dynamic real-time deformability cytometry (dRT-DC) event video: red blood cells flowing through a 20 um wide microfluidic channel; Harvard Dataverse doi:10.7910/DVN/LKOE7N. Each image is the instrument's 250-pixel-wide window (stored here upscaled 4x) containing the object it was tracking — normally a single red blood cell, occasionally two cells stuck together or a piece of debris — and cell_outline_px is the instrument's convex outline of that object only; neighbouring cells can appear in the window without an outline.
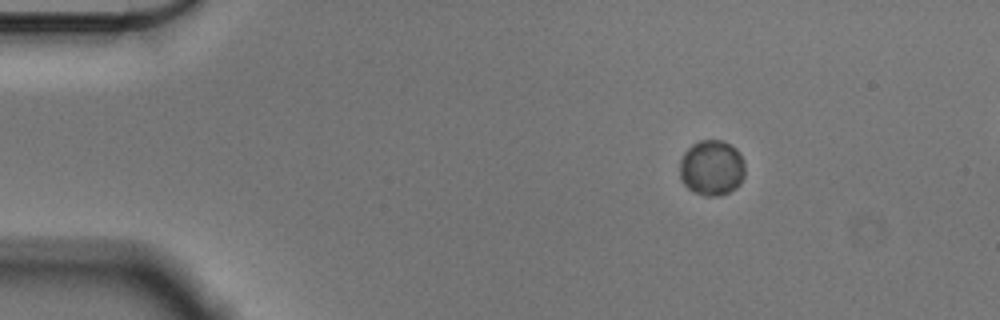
{"species": "Egyptian fruit bat (a non-hibernating species)", "species_latin": "Rousettus aegyptiacus", "temperature_condition": "cold", "stored_images_in_passage": 49, "camera_frame_rate_fps": 3000, "um_per_image_px": 0.085, "animal": {"sex": "male"}, "frame": {"image": 1, "passage_image": 1, "time_ms": 0.0, "image_size_px": [1000, 320], "cell_outline_px": [[744, 176], [740, 184], [736, 188], [720, 196], [704, 196], [688, 188], [680, 180], [680, 160], [684, 152], [692, 144], [700, 140], [724, 140], [736, 148], [744, 160]], "centroid_in_image_um": [60.5, 14.26], "position_along_channel_um": 24.5, "area_um2": 21.33}}
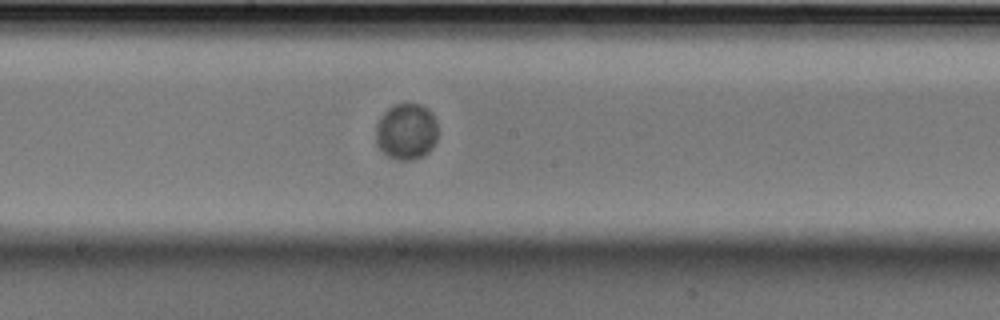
{"frame": {"image": 2, "passage_image": 23, "time_ms": 7.333, "image_size_px": [1000, 320], "cell_outline_px": [[436, 140], [432, 148], [428, 152], [420, 156], [408, 160], [400, 160], [388, 156], [376, 144], [376, 124], [384, 112], [388, 108], [396, 104], [420, 104], [432, 116], [436, 124]], "centroid_in_image_um": [34.5, 11.19], "position_along_channel_um": 213.7, "area_um2": 19.88}}
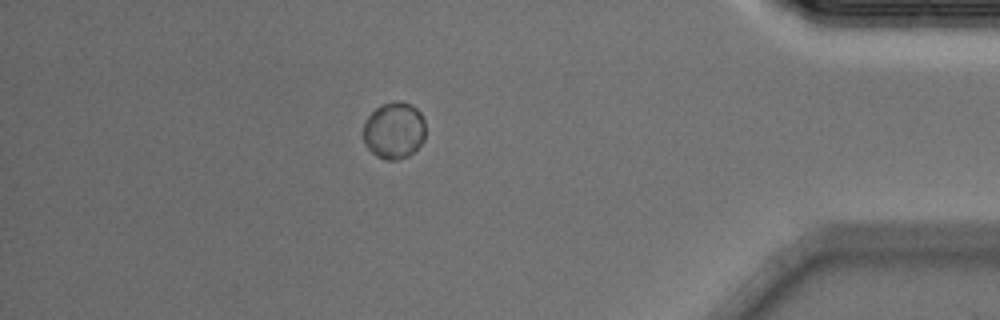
{"frame": {"image": 3, "passage_image": 42, "time_ms": 13.667, "image_size_px": [1000, 320], "cell_outline_px": [[424, 140], [408, 156], [396, 160], [384, 160], [376, 156], [364, 144], [364, 124], [368, 116], [380, 104], [412, 104], [420, 112], [424, 120]], "centroid_in_image_um": [33.48, 11.13], "position_along_channel_um": 401.7, "area_um2": 20.17}}